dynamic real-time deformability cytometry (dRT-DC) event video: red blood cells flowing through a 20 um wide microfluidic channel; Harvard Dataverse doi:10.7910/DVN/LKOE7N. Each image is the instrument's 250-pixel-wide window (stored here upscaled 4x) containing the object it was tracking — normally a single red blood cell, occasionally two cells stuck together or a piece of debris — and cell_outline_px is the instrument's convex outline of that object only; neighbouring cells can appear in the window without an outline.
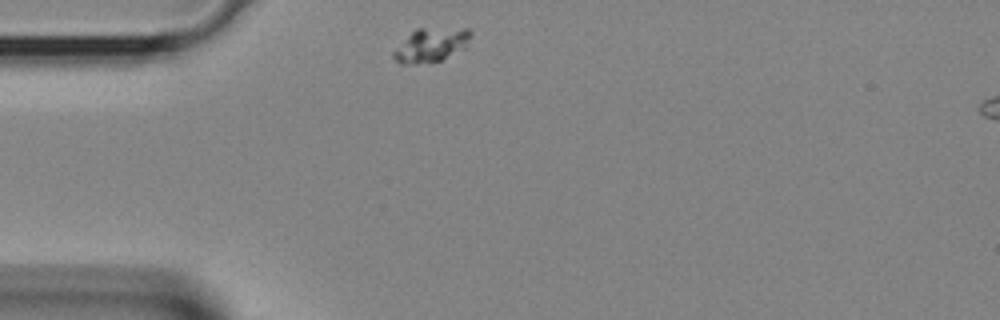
{"species": "Egyptian fruit bat (a non-hibernating species)", "species_latin": "Rousettus aegyptiacus", "temperature_condition": "room temperature", "stored_images_in_passage": 26, "camera_frame_rate_fps": 3000, "um_per_image_px": 0.085, "animal": {"sex": "female"}, "frame": {"image": 1, "passage_image": 1, "time_ms": 0.0, "image_size_px": [1000, 320], "cell_outline_px": [[472, 32], [464, 48], [440, 60], [428, 64], [400, 64], [392, 56], [392, 52], [416, 28], [468, 28]], "centroid_in_image_um": [36.62, 3.83], "position_along_channel_um": 48.4, "area_um2": 15.14}}
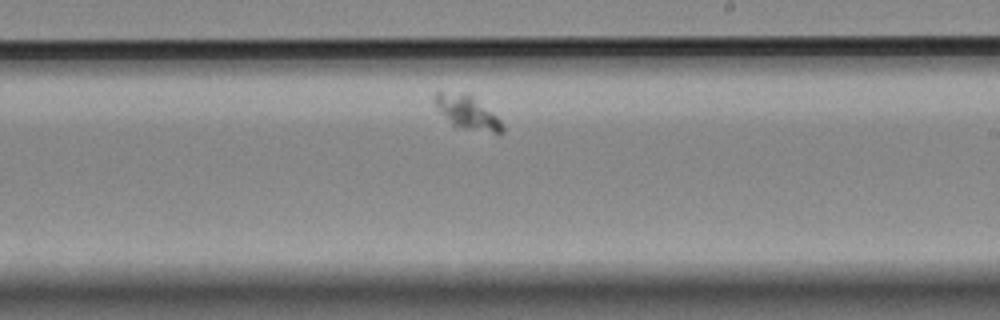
{"frame": {"image": 2, "passage_image": 15, "time_ms": 4.667, "image_size_px": [1000, 320], "cell_outline_px": [[504, 132], [500, 136], [464, 128], [452, 124], [436, 108], [432, 100], [436, 92], [440, 88], [464, 92], [472, 96], [496, 116], [504, 124]], "centroid_in_image_um": [39.69, 9.53], "position_along_channel_um": 249.3, "area_um2": 13.81}}
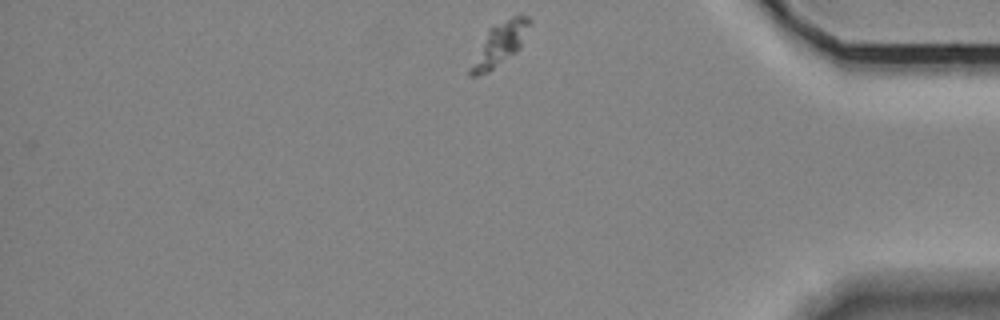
{"frame": {"image": 3, "passage_image": 26, "time_ms": 8.333, "image_size_px": [1000, 320], "cell_outline_px": [[532, 24], [520, 48], [516, 52], [488, 72], [476, 76], [468, 76], [468, 72], [488, 28], [512, 16], [528, 16], [532, 20]], "centroid_in_image_um": [42.52, 3.73], "position_along_channel_um": 392.7, "area_um2": 14.51}}